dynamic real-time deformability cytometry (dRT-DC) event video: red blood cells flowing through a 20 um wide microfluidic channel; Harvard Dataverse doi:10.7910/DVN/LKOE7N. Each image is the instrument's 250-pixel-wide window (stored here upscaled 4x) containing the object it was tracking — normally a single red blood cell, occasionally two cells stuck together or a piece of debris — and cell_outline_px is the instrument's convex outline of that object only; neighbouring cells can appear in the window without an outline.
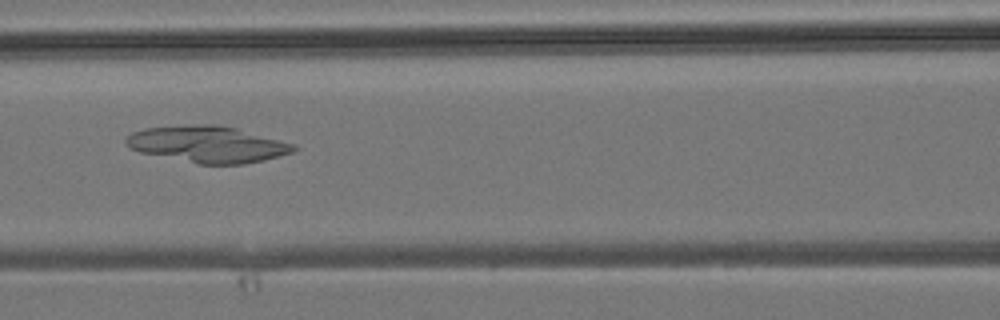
{"species": "common noctule bat (a hibernating species)", "species_latin": "Nyctalus noctula", "temperature_condition": "room temperature", "stored_images_in_passage": 7, "camera_frame_rate_fps": 3000, "um_per_image_px": 0.085, "animal": {"sex": "male", "body_mass_g": 19.2, "forearm_length_mm": 51.8}, "frame": {"image": 1, "passage_image": 6, "time_ms": 6.0, "image_size_px": [1000, 320], "cell_outline_px": [[296, 148], [292, 152], [280, 156], [264, 160], [244, 164], [200, 164], [140, 152], [124, 144], [124, 140], [132, 132], [144, 128], [192, 124], [212, 124], [236, 128], [296, 144]], "centroid_in_image_um": [17.65, 12.26], "position_along_channel_um": 149.0, "area_um2": 35.55}}
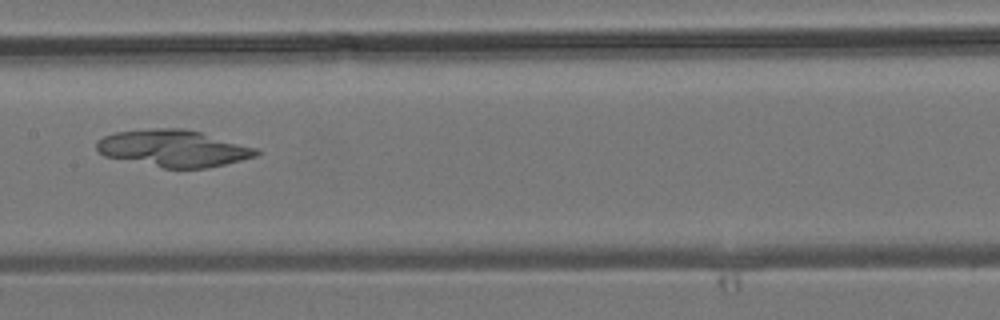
{"frame": {"image": 2, "passage_image": 7, "time_ms": 7.0, "image_size_px": [1000, 320], "cell_outline_px": [[260, 152], [256, 156], [208, 168], [164, 168], [104, 156], [96, 152], [96, 140], [104, 136], [116, 132], [156, 128], [184, 128], [200, 132], [260, 148]], "centroid_in_image_um": [14.74, 12.6], "position_along_channel_um": 192.7, "area_um2": 34.39}}